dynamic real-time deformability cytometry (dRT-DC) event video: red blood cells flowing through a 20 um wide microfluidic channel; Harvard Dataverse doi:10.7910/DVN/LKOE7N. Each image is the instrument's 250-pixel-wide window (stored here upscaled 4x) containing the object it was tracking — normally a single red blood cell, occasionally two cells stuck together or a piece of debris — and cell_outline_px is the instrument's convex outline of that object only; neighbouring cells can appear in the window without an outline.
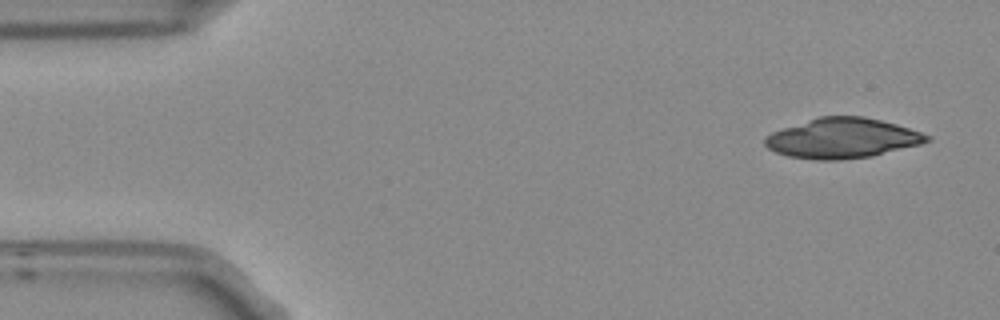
{"species": "Egyptian fruit bat (a non-hibernating species)", "species_latin": "Rousettus aegyptiacus", "temperature_condition": "room temperature", "stored_images_in_passage": 5, "segment_of_instrument_passage": [1, 2], "camera_frame_rate_fps": 3000, "um_per_image_px": 0.085, "frame": {"image": 1, "passage_image": 1, "time_ms": 0.0, "image_size_px": [1000, 320], "cell_outline_px": [[932, 140], [920, 144], [872, 156], [840, 160], [816, 160], [788, 156], [776, 152], [768, 148], [764, 144], [764, 136], [772, 132], [820, 116], [864, 116], [896, 124], [932, 136]], "centroid_in_image_um": [71.6, 11.75], "position_along_channel_um": 13.4, "area_um2": 37.63}}